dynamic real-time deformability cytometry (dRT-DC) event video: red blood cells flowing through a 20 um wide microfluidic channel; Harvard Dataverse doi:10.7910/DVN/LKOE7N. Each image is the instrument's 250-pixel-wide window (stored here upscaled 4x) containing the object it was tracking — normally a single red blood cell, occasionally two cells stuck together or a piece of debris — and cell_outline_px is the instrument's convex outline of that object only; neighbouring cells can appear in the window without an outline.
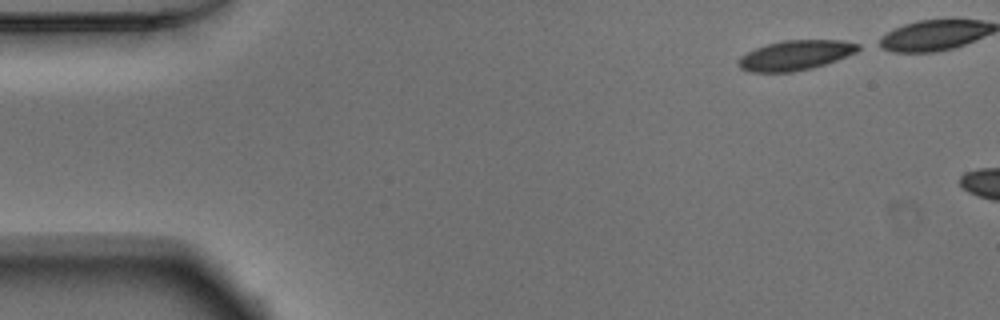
{"species": "Egyptian fruit bat (a non-hibernating species)", "species_latin": "Rousettus aegyptiacus", "temperature_condition": "warm", "stored_images_in_passage": 10, "camera_frame_rate_fps": 3000, "um_per_image_px": 0.085, "animal": {"sex": "male"}, "frame": {"image": 1, "passage_image": 1, "time_ms": 0.0, "image_size_px": [1000, 320], "cell_outline_px": [[864, 48], [856, 52], [836, 60], [812, 68], [792, 72], [752, 72], [740, 68], [736, 64], [740, 56], [756, 48], [768, 44], [784, 40], [844, 40], [860, 44]], "centroid_in_image_um": [67.63, 4.69], "position_along_channel_um": 17.4, "area_um2": 20.87}}